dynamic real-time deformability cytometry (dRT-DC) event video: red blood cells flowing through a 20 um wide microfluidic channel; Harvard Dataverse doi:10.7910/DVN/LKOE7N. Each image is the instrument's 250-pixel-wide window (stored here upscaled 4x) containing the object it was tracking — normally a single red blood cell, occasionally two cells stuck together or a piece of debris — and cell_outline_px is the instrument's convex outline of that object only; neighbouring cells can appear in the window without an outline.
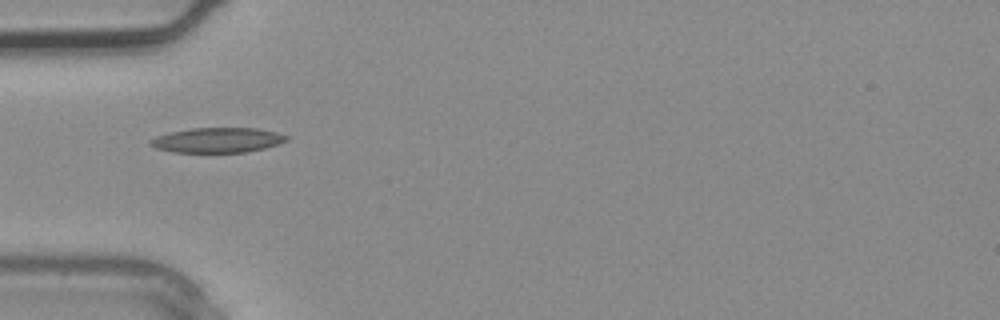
{"species": "common noctule bat (a hibernating species)", "species_latin": "Nyctalus noctula", "temperature_condition": "warm", "stored_images_in_passage": 1, "camera_frame_rate_fps": 3000, "um_per_image_px": 0.085, "animal": {"sex": "male", "body_mass_g": 20.4}, "frame": {"image": 1, "passage_image": 1, "time_ms": 0.0, "image_size_px": [1000, 320], "cell_outline_px": [[288, 140], [264, 148], [248, 152], [172, 152], [156, 148], [148, 144], [148, 140], [156, 136], [168, 132], [192, 128], [256, 128], [276, 132], [288, 136]], "centroid_in_image_um": [18.43, 11.91], "position_along_channel_um": 66.6, "area_um2": 19.83}}